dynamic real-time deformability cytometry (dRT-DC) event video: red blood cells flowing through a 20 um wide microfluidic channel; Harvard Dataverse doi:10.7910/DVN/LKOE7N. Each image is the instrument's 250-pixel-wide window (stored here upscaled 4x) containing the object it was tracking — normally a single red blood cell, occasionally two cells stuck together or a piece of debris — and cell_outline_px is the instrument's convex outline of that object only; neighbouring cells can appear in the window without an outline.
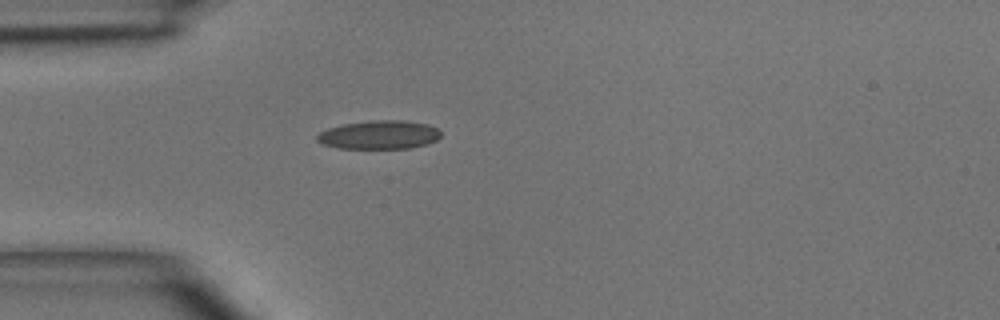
{"species": "common noctule bat (a hibernating species)", "species_latin": "Nyctalus noctula", "temperature_condition": "room temperature", "stored_images_in_passage": 3, "camera_frame_rate_fps": 3000, "um_per_image_px": 0.085, "animal": {"sex": "male", "body_mass_g": 15.6}, "frame": {"image": 1, "passage_image": 3, "time_ms": 2.333, "image_size_px": [1000, 320], "cell_outline_px": [[440, 136], [436, 140], [428, 144], [412, 148], [340, 148], [324, 144], [316, 140], [316, 136], [320, 132], [328, 128], [344, 124], [372, 120], [408, 120], [428, 124], [436, 128], [440, 132]], "centroid_in_image_um": [32.26, 11.45], "position_along_channel_um": 52.7, "area_um2": 20.63}}